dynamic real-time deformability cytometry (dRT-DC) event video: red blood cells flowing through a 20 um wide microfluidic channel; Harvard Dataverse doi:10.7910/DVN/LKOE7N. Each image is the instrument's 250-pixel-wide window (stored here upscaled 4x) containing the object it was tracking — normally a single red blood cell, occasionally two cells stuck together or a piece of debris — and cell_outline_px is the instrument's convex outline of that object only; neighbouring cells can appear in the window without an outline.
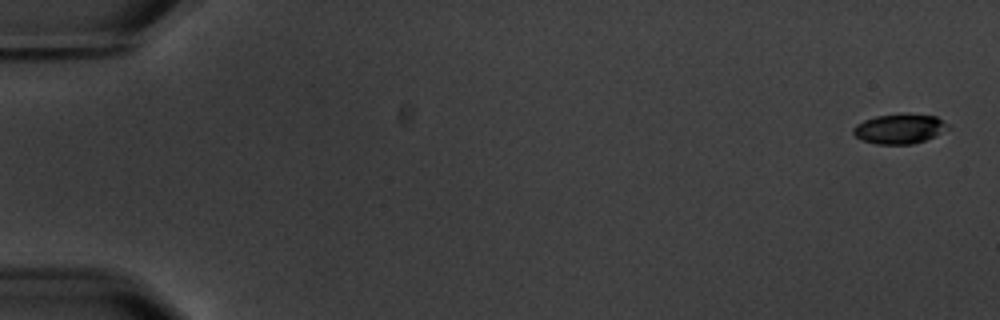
{"species": "common noctule bat (a hibernating species)", "species_latin": "Nyctalus noctula", "temperature_condition": "warm", "stored_images_in_passage": 4, "camera_frame_rate_fps": 3000, "um_per_image_px": 0.085, "animal": {"sex": "male", "body_mass_g": 20.1, "forearm_length_mm": 53.5}, "frame": {"image": 1, "passage_image": 1, "time_ms": 0.0, "image_size_px": [1000, 320], "cell_outline_px": [[952, 128], [936, 136], [912, 144], [876, 144], [860, 140], [852, 132], [852, 128], [856, 124], [864, 120], [876, 116], [908, 112], [936, 116], [948, 124]], "centroid_in_image_um": [76.48, 10.93], "position_along_channel_um": 8.5, "area_um2": 16.88}}